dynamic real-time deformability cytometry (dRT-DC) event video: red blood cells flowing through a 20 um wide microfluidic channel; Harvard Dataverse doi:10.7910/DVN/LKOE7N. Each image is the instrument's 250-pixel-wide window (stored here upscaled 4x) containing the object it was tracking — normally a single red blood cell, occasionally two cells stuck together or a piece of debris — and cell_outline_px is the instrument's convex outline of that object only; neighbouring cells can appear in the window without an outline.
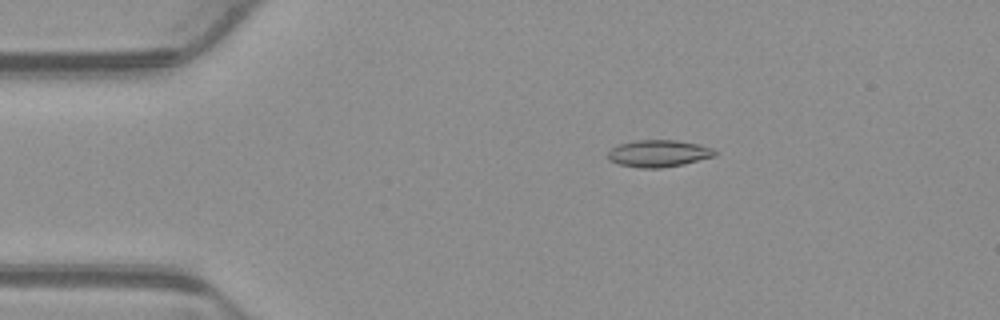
{"species": "common noctule bat (a hibernating species)", "species_latin": "Nyctalus noctula", "temperature_condition": "warm", "stored_images_in_passage": 53, "camera_frame_rate_fps": 3000, "um_per_image_px": 0.085, "animal": {"sex": "male", "body_mass_g": 23.1, "forearm_length_mm": 52.7}, "frame": {"image": 1, "passage_image": 10, "time_ms": 3.0, "image_size_px": [1000, 320], "cell_outline_px": [[716, 156], [684, 164], [660, 168], [640, 168], [620, 164], [608, 160], [608, 152], [612, 148], [620, 144], [636, 140], [676, 140], [700, 144], [712, 148], [716, 152]], "centroid_in_image_um": [56.0, 13.04], "position_along_channel_um": 29.0, "area_um2": 16.82}}
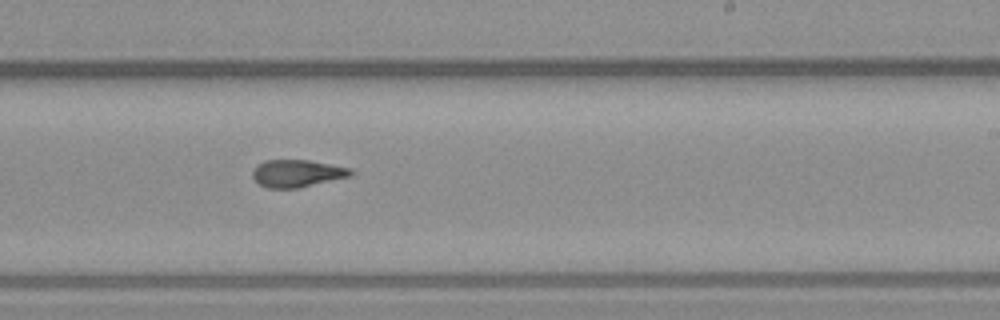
{"frame": {"image": 2, "passage_image": 32, "time_ms": 10.333, "image_size_px": [1000, 320], "cell_outline_px": [[356, 172], [352, 176], [300, 188], [268, 188], [260, 184], [252, 176], [252, 172], [256, 164], [264, 160], [308, 160], [352, 168]], "centroid_in_image_um": [25.29, 14.73], "position_along_channel_um": 263.7, "area_um2": 15.9}}
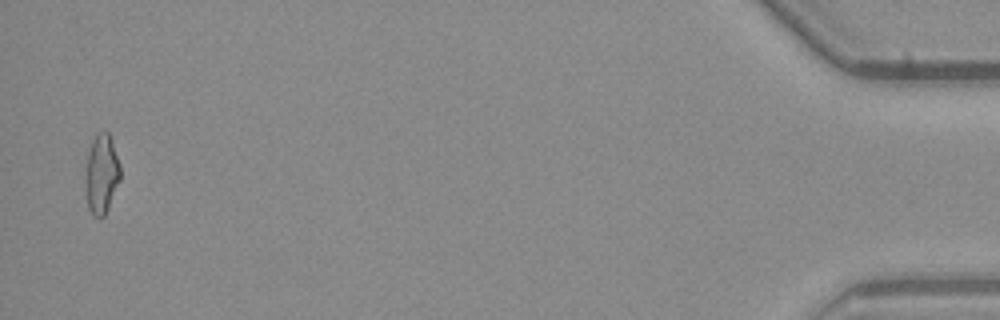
{"frame": {"image": 3, "passage_image": 52, "time_ms": 17.0, "image_size_px": [1000, 320], "cell_outline_px": [[120, 180], [108, 208], [104, 216], [100, 220], [92, 216], [88, 208], [84, 184], [84, 176], [88, 152], [92, 140], [96, 132], [108, 132], [112, 140], [120, 164]], "centroid_in_image_um": [8.61, 14.82], "position_along_channel_um": 426.6, "area_um2": 16.59}, "authors_computed_cell_mechanics": {"area_um2": 16.0684, "velocity_mm_per_s": 3.9159, "shape_relaxation_time_tau1_ms": null, "shape_relaxation_time_tau2_ms": 2.4814, "deformation_change_tau1": null, "deformation_change_tau2": 0.0844}}